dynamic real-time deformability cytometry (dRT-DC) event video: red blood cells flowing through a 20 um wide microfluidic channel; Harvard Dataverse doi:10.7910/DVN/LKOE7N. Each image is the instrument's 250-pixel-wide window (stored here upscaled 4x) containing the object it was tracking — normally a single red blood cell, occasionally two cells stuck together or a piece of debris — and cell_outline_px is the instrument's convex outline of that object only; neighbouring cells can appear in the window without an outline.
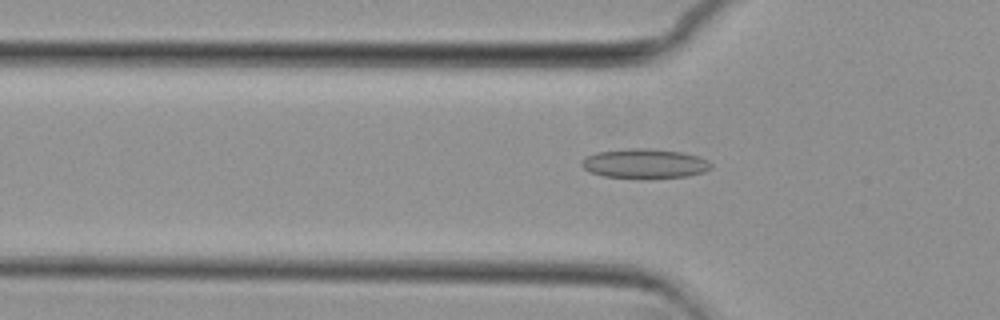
{"species": "common noctule bat (a hibernating species)", "species_latin": "Nyctalus noctula", "temperature_condition": "cold", "stored_images_in_passage": 55, "camera_frame_rate_fps": 3000, "um_per_image_px": 0.085, "animal": {"sex": "female", "body_mass_g": 29.2, "forearm_length_mm": 56.3}, "frame": {"image": 1, "passage_image": 18, "time_ms": 5.667, "image_size_px": [1000, 320], "cell_outline_px": [[712, 168], [704, 172], [688, 176], [640, 180], [604, 176], [592, 172], [584, 168], [580, 164], [580, 160], [596, 152], [628, 148], [644, 148], [684, 152], [700, 156], [708, 160], [712, 164]], "centroid_in_image_um": [54.83, 13.92], "position_along_channel_um": 71.0, "area_um2": 22.89}}
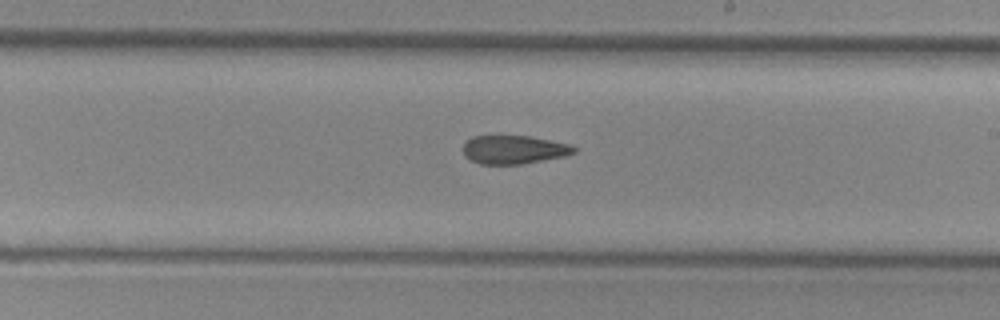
{"frame": {"image": 2, "passage_image": 32, "time_ms": 10.333, "image_size_px": [1000, 320], "cell_outline_px": [[576, 152], [564, 156], [520, 164], [480, 164], [464, 156], [464, 144], [472, 136], [528, 136], [572, 144], [576, 148]], "centroid_in_image_um": [43.7, 12.71], "position_along_channel_um": 245.3, "area_um2": 18.26}}
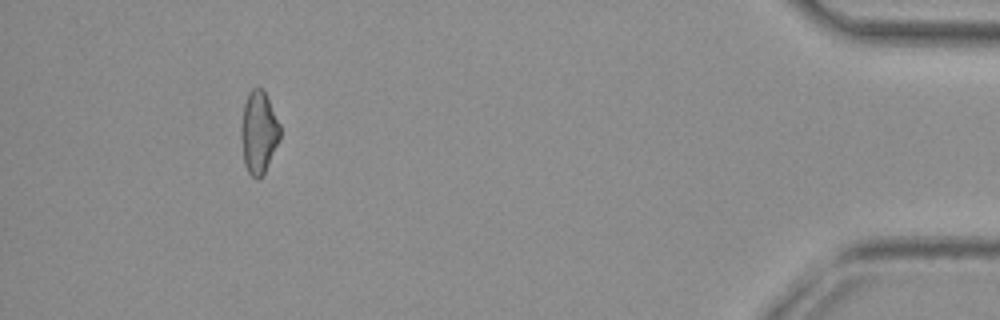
{"frame": {"image": 3, "passage_image": 51, "time_ms": 16.667, "image_size_px": [1000, 320], "cell_outline_px": [[280, 140], [264, 172], [260, 176], [252, 176], [248, 172], [244, 164], [240, 136], [240, 128], [244, 104], [248, 92], [252, 88], [260, 88], [264, 92], [280, 124]], "centroid_in_image_um": [21.97, 11.23], "position_along_channel_um": 413.2, "area_um2": 18.5}, "authors_computed_cell_mechanics": {"area_um2": 19.5364, "velocity_mm_per_s": 3.7248, "shape_relaxation_time_tau1_ms": null, "shape_relaxation_time_tau2_ms": 5.1271, "deformation_change_tau1": null, "deformation_change_tau2": 0.1208}}